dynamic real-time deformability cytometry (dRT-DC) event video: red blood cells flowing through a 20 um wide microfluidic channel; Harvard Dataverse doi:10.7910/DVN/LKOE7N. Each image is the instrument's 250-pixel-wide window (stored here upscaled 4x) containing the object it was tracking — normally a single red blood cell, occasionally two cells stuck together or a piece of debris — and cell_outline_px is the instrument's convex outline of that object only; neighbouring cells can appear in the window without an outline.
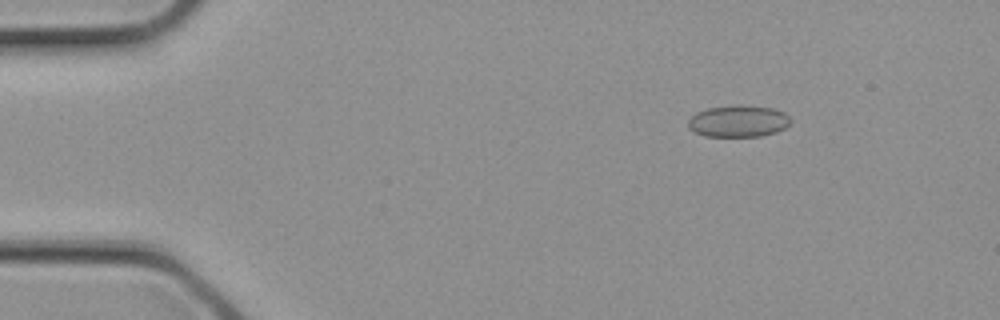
{"species": "common noctule bat (a hibernating species)", "species_latin": "Nyctalus noctula", "temperature_condition": "cold", "stored_images_in_passage": 2, "camera_frame_rate_fps": 3000, "um_per_image_px": 0.085, "animal": {"sex": "female", "body_mass_g": 21.9}, "frame": {"image": 1, "passage_image": 1, "time_ms": 0.0, "image_size_px": [1000, 320], "cell_outline_px": [[792, 120], [784, 128], [776, 132], [760, 136], [704, 136], [688, 128], [688, 120], [696, 112], [708, 108], [740, 104], [744, 104], [772, 108], [784, 112]], "centroid_in_image_um": [62.75, 10.28], "position_along_channel_um": 22.2, "area_um2": 19.02}}